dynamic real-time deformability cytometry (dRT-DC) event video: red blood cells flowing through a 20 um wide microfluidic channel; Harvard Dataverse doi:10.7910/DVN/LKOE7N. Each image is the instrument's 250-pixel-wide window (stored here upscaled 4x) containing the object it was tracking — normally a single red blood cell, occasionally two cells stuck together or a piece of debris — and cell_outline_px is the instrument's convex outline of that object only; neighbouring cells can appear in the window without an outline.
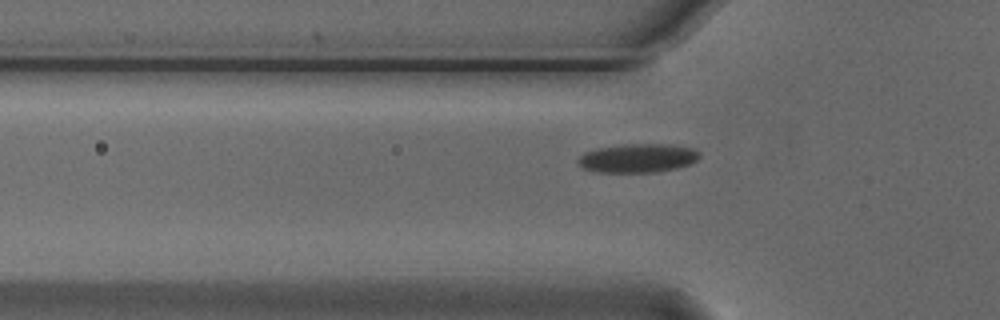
{"species": "Egyptian fruit bat (a non-hibernating species)", "species_latin": "Rousettus aegyptiacus", "temperature_condition": "cold", "stored_images_in_passage": 41, "camera_frame_rate_fps": 3000, "um_per_image_px": 0.085, "animal": {"sex": "male"}, "frame": {"image": 1, "passage_image": 7, "time_ms": 2.0, "image_size_px": [1000, 320], "cell_outline_px": [[700, 156], [696, 160], [688, 164], [676, 168], [656, 172], [596, 172], [584, 168], [576, 160], [584, 152], [600, 148], [624, 144], [672, 144], [692, 148], [700, 152]], "centroid_in_image_um": [54.22, 13.43], "position_along_channel_um": 71.6, "area_um2": 20.29}}
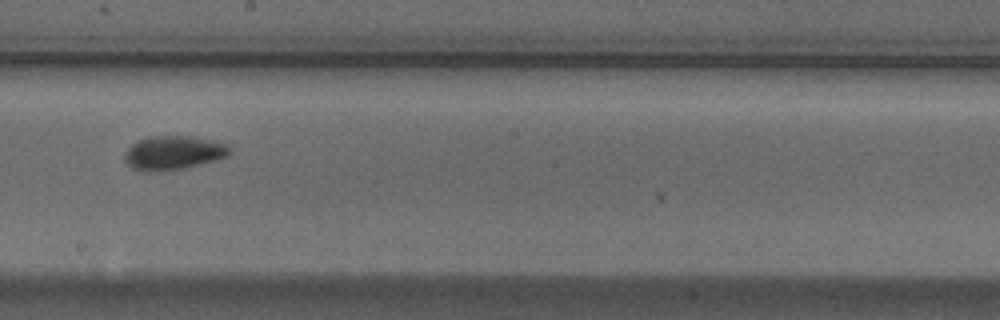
{"frame": {"image": 2, "passage_image": 20, "time_ms": 6.333, "image_size_px": [1000, 320], "cell_outline_px": [[232, 152], [228, 156], [216, 160], [184, 168], [152, 172], [144, 172], [132, 168], [124, 160], [124, 152], [132, 144], [148, 136], [192, 136], [216, 140], [228, 144]], "centroid_in_image_um": [14.76, 12.98], "position_along_channel_um": 233.4, "area_um2": 21.04}}
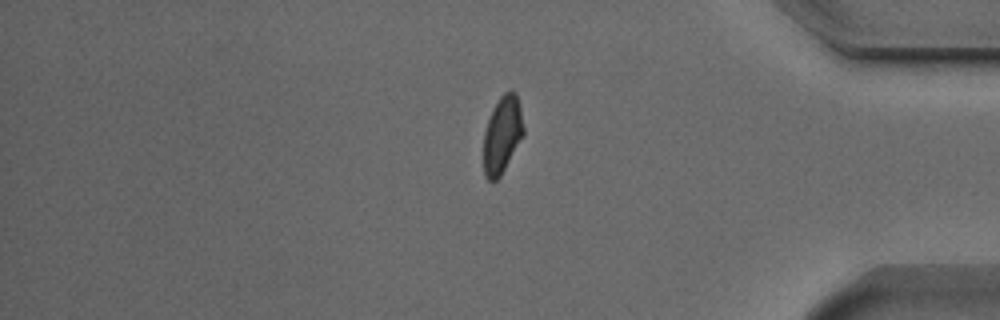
{"frame": {"image": 3, "passage_image": 35, "time_ms": 11.333, "image_size_px": [1000, 320], "cell_outline_px": [[524, 132], [500, 176], [496, 180], [488, 180], [484, 176], [484, 132], [492, 108], [500, 96], [504, 92], [512, 88], [516, 92], [520, 108], [524, 128]], "centroid_in_image_um": [42.68, 11.39], "position_along_channel_um": 392.5, "area_um2": 17.74}}